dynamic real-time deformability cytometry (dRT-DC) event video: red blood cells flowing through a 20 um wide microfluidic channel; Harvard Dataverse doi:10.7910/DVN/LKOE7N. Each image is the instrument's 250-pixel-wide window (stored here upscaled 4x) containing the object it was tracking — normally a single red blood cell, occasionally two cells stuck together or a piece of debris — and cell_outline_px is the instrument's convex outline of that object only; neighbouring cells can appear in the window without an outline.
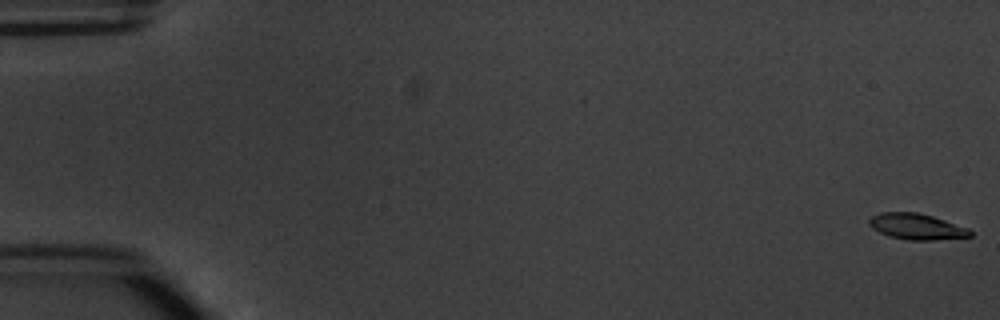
{"species": "common noctule bat (a hibernating species)", "species_latin": "Nyctalus noctula", "temperature_condition": "warm", "stored_images_in_passage": 6, "camera_frame_rate_fps": 3000, "um_per_image_px": 0.085, "animal": {"sex": "male", "body_mass_g": 20.1, "forearm_length_mm": 53.5}, "frame": {"image": 1, "passage_image": 1, "time_ms": 0.0, "image_size_px": [1000, 320], "cell_outline_px": [[972, 236], [936, 240], [908, 240], [888, 236], [872, 228], [868, 224], [868, 220], [872, 216], [880, 212], [916, 212], [932, 216], [968, 228], [972, 232]], "centroid_in_image_um": [77.89, 19.26], "position_along_channel_um": 7.1, "area_um2": 15.26}}